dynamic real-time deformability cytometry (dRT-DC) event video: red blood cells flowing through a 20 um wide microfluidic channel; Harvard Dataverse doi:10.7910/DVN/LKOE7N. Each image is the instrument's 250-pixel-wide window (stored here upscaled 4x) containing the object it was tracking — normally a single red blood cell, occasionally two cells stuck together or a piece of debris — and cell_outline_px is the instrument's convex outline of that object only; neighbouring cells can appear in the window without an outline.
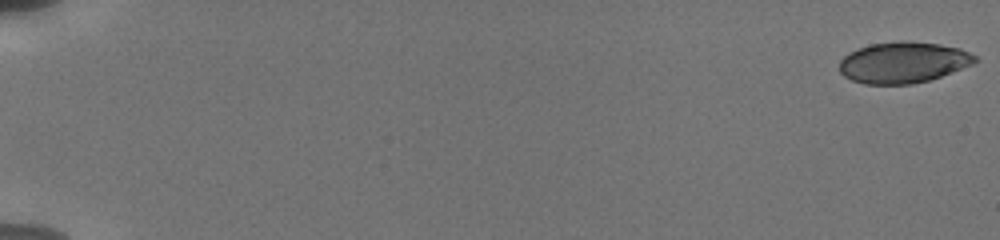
{"species": "human", "species_latin": "Homo sapiens", "temperature_condition": "cold", "stored_images_in_passage": 15, "camera_frame_rate_fps": 3000, "um_per_image_px": 0.085, "donor": {"sex": "male"}, "frame": {"image": 1, "passage_image": 1, "time_ms": 0.0, "image_size_px": [1000, 240], "cell_outline_px": [[980, 60], [972, 64], [940, 76], [928, 80], [912, 84], [864, 84], [852, 80], [844, 76], [840, 72], [840, 60], [848, 52], [856, 48], [872, 44], [900, 40], [940, 44], [960, 48], [976, 56]], "centroid_in_image_um": [76.75, 5.3], "position_along_channel_um": 8.2, "area_um2": 32.48}}
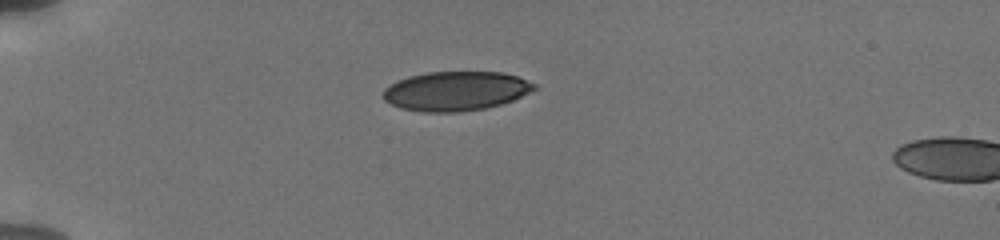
{"frame": {"image": 2, "passage_image": 12, "time_ms": 5.333, "image_size_px": [1000, 240], "cell_outline_px": [[536, 88], [512, 100], [500, 104], [484, 108], [460, 112], [424, 112], [400, 108], [384, 100], [380, 96], [384, 88], [408, 76], [428, 72], [504, 72], [516, 76], [536, 84]], "centroid_in_image_um": [38.7, 7.74], "position_along_channel_um": 46.3, "area_um2": 34.45}}